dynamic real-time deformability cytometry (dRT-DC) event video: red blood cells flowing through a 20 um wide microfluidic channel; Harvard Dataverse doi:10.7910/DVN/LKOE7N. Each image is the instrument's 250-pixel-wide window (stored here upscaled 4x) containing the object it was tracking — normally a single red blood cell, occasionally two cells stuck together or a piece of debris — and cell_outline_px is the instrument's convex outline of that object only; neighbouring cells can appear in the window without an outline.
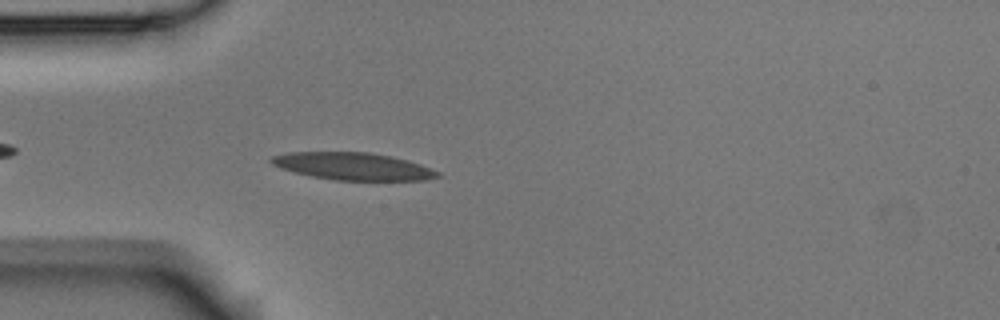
{"species": "Egyptian fruit bat (a non-hibernating species)", "species_latin": "Rousettus aegyptiacus", "temperature_condition": "room temperature", "stored_images_in_passage": 44, "camera_frame_rate_fps": 3000, "um_per_image_px": 0.085, "animal": {"sex": "male"}, "frame": {"image": 1, "passage_image": 6, "time_ms": 1.667, "image_size_px": [1000, 320], "cell_outline_px": [[440, 176], [424, 180], [336, 180], [312, 176], [292, 172], [280, 168], [272, 164], [268, 160], [272, 156], [288, 152], [368, 152], [392, 156], [408, 160], [420, 164], [440, 172]], "centroid_in_image_um": [29.98, 14.13], "position_along_channel_um": 55.0, "area_um2": 26.53}}
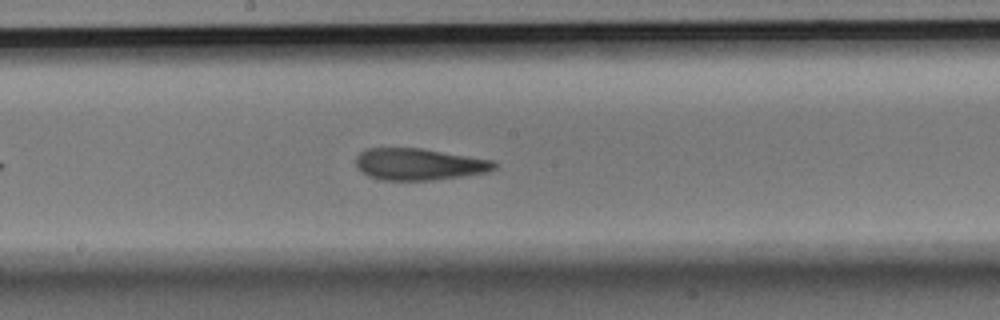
{"frame": {"image": 2, "passage_image": 19, "time_ms": 6.0, "image_size_px": [1000, 320], "cell_outline_px": [[496, 168], [488, 172], [432, 180], [384, 180], [368, 176], [356, 168], [356, 156], [364, 148], [420, 148], [496, 160]], "centroid_in_image_um": [35.61, 13.95], "position_along_channel_um": 212.6, "area_um2": 25.72}}
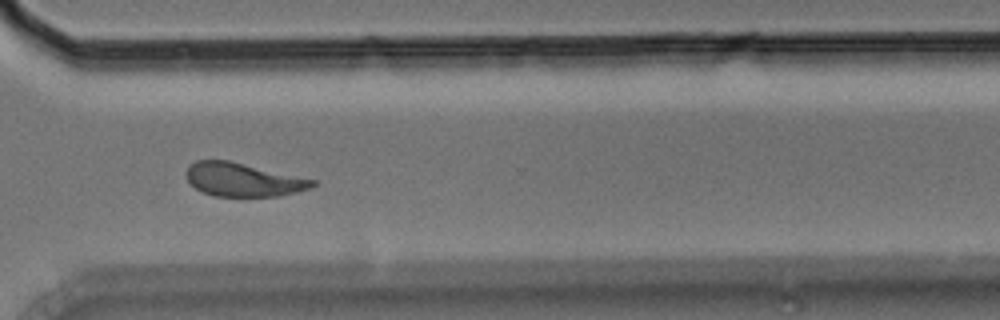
{"frame": {"image": 3, "passage_image": 30, "time_ms": 9.667, "image_size_px": [1000, 320], "cell_outline_px": [[316, 184], [312, 188], [280, 196], [212, 196], [196, 188], [184, 176], [184, 172], [188, 164], [196, 160], [228, 160], [316, 180]], "centroid_in_image_um": [20.63, 15.27], "position_along_channel_um": 350.0, "area_um2": 24.74}, "authors_computed_cell_mechanics": {"area_um2": 25.8366, "velocity_mm_per_s": 3.7547, "shape_relaxation_time_tau1_ms": 8.5825, "shape_relaxation_time_tau2_ms": 2.7116, "deformation_change_tau1": 0.2235, "deformation_change_tau2": 0.1067}}